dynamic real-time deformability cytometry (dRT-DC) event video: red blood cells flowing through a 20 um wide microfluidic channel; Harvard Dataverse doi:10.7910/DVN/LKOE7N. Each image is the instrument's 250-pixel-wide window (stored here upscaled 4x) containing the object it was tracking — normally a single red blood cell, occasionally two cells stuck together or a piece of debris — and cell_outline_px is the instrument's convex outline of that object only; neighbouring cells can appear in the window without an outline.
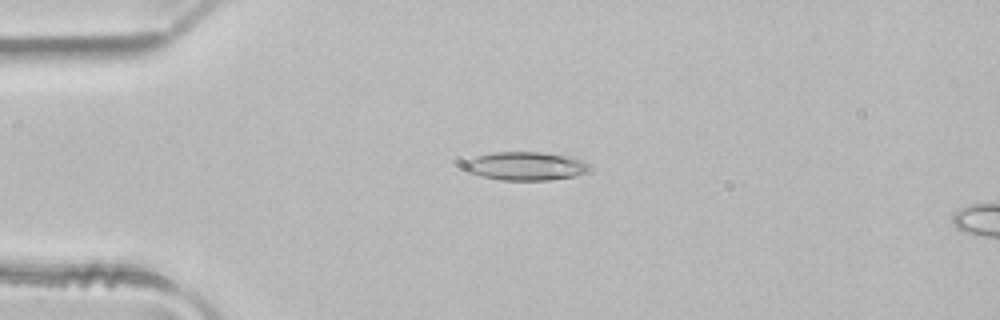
{"species": "common noctule bat (a hibernating species)", "species_latin": "Nyctalus noctula", "temperature_condition": "room temperature", "stored_images_in_passage": 2, "camera_frame_rate_fps": 3000, "um_per_image_px": 0.085, "animal": {"sex": "male", "body_mass_g": 21.5, "forearm_length_mm": 52.0}, "frame": {"image": 1, "passage_image": 1, "time_ms": 0.0, "image_size_px": [1000, 320], "cell_outline_px": [[588, 168], [584, 172], [576, 176], [548, 180], [500, 180], [468, 172], [464, 168], [464, 164], [468, 160], [476, 156], [496, 152], [544, 152], [572, 156], [584, 160], [588, 164]], "centroid_in_image_um": [44.7, 14.11], "position_along_channel_um": 40.3, "area_um2": 20.69}}